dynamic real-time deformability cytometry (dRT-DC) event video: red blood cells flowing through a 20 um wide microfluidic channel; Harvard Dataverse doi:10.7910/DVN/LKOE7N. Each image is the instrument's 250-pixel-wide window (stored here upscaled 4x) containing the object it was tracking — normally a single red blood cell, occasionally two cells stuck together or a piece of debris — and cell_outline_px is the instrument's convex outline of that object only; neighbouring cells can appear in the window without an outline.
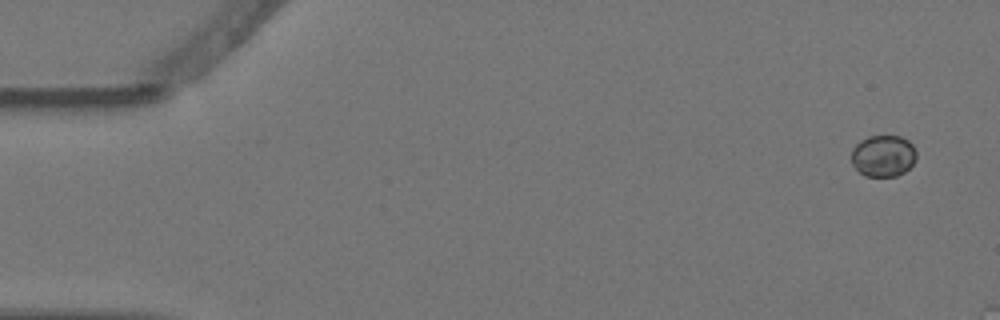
{"species": "Egyptian fruit bat (a non-hibernating species)", "species_latin": "Rousettus aegyptiacus", "temperature_condition": "warm", "stored_images_in_passage": 3, "camera_frame_rate_fps": 3000, "um_per_image_px": 0.085, "animal": {"sex": "female"}, "frame": {"image": 1, "passage_image": 1, "time_ms": 0.0, "image_size_px": [1000, 320], "cell_outline_px": [[916, 160], [904, 172], [896, 176], [864, 176], [852, 164], [852, 148], [860, 140], [868, 136], [900, 136], [908, 140], [912, 144], [916, 152]], "centroid_in_image_um": [75.07, 13.24], "position_along_channel_um": 9.9, "area_um2": 15.78}}